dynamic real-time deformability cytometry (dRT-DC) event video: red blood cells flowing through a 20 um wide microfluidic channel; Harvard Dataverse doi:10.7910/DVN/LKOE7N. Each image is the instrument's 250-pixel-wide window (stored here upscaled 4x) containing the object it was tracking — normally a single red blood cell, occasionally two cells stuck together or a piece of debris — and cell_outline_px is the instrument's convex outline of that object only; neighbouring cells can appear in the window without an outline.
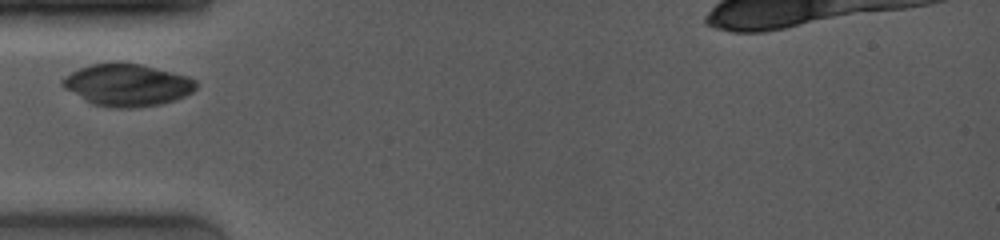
{"species": "common noctule bat (a hibernating species)", "species_latin": "Nyctalus noctula", "temperature_condition": "room temperature", "stored_images_in_passage": 14, "camera_frame_rate_fps": 4000, "um_per_image_px": 0.085, "animal": {"sex": "female", "body_mass_g": 19.0, "forearm_length_mm": 53.3}, "frame": {"image": 1, "passage_image": 1, "time_ms": 0.0, "image_size_px": [1000, 240], "cell_outline_px": [[196, 88], [192, 92], [184, 96], [160, 104], [132, 108], [108, 108], [92, 104], [84, 100], [64, 88], [60, 84], [60, 80], [64, 76], [80, 68], [92, 64], [140, 64], [188, 76], [196, 80]], "centroid_in_image_um": [10.78, 7.25], "position_along_channel_um": 74.2, "area_um2": 32.48}}